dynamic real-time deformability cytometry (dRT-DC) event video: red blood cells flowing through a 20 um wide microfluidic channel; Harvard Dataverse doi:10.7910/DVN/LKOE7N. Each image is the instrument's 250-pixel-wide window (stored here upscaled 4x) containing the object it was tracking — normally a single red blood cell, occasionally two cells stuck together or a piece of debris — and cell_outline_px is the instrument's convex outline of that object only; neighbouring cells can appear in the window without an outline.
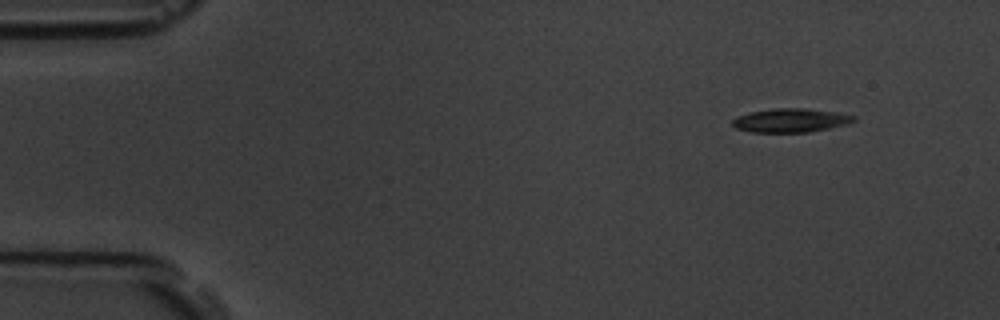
{"species": "common noctule bat (a hibernating species)", "species_latin": "Nyctalus noctula", "temperature_condition": "room temperature", "stored_images_in_passage": 5, "camera_frame_rate_fps": 3000, "um_per_image_px": 0.085, "animal": {"sex": "male", "body_mass_g": 19.5, "forearm_length_mm": 54.6}, "frame": {"image": 1, "passage_image": 1, "time_ms": 0.0, "image_size_px": [1000, 320], "cell_outline_px": [[856, 120], [848, 124], [808, 132], [752, 132], [736, 128], [732, 124], [732, 120], [736, 116], [752, 112], [772, 108], [804, 108], [836, 112], [856, 116]], "centroid_in_image_um": [67.21, 10.23], "position_along_channel_um": 17.8, "area_um2": 16.76}}
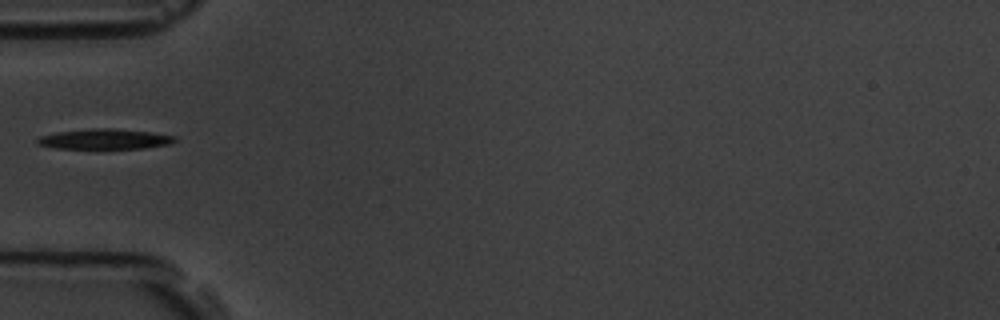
{"frame": {"image": 2, "passage_image": 4, "time_ms": 4.333, "image_size_px": [1000, 320], "cell_outline_px": [[176, 140], [168, 144], [144, 148], [56, 148], [36, 144], [36, 140], [40, 136], [56, 132], [92, 128], [112, 128], [152, 132], [176, 136]], "centroid_in_image_um": [8.88, 11.81], "position_along_channel_um": 76.1, "area_um2": 16.13}}
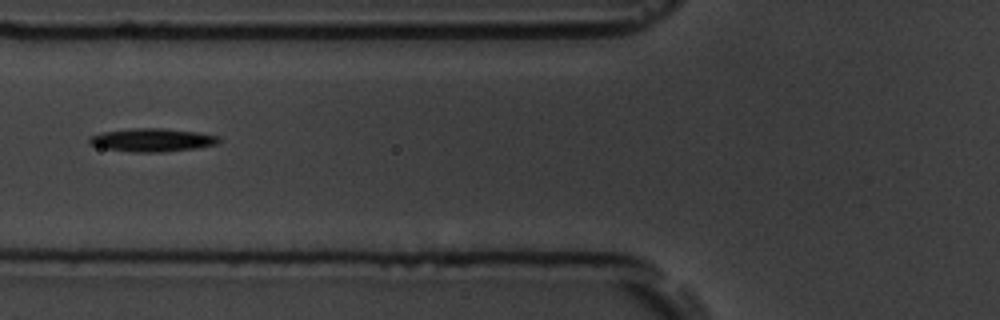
{"frame": {"image": 3, "passage_image": 5, "time_ms": 5.333, "image_size_px": [1000, 320], "cell_outline_px": [[220, 140], [216, 144], [196, 148], [164, 152], [132, 152], [104, 148], [88, 144], [88, 140], [92, 136], [104, 132], [132, 128], [164, 128], [196, 132], [220, 136]], "centroid_in_image_um": [12.95, 11.9], "position_along_channel_um": 112.9, "area_um2": 17.46}}